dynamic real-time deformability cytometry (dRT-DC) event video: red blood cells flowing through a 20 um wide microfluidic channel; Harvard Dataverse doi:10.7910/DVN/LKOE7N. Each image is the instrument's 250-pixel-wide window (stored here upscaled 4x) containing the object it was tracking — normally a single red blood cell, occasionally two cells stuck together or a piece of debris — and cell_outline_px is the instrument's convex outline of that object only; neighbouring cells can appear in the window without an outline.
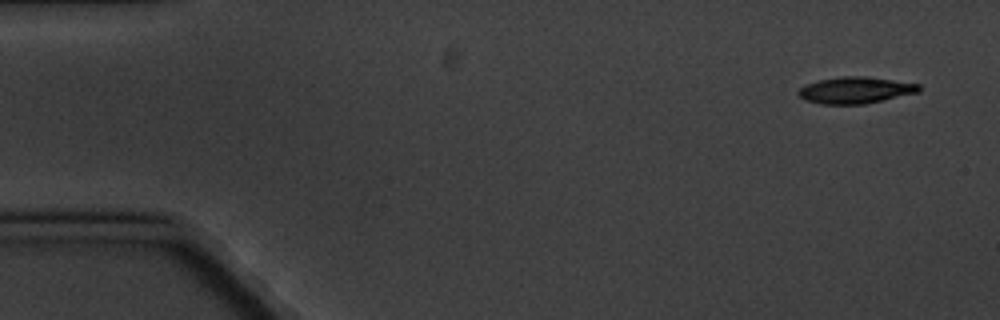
{"species": "common noctule bat (a hibernating species)", "species_latin": "Nyctalus noctula", "temperature_condition": "cold", "stored_images_in_passage": 4, "camera_frame_rate_fps": 3000, "um_per_image_px": 0.085, "animal": {"sex": "male", "body_mass_g": 20.1, "forearm_length_mm": 53.5}, "frame": {"image": 1, "passage_image": 1, "time_ms": 0.0, "image_size_px": [1000, 320], "cell_outline_px": [[920, 92], [864, 104], [820, 104], [804, 100], [796, 92], [800, 88], [808, 84], [820, 80], [844, 76], [868, 76], [920, 84]], "centroid_in_image_um": [72.73, 7.67], "position_along_channel_um": 12.3, "area_um2": 18.61}}
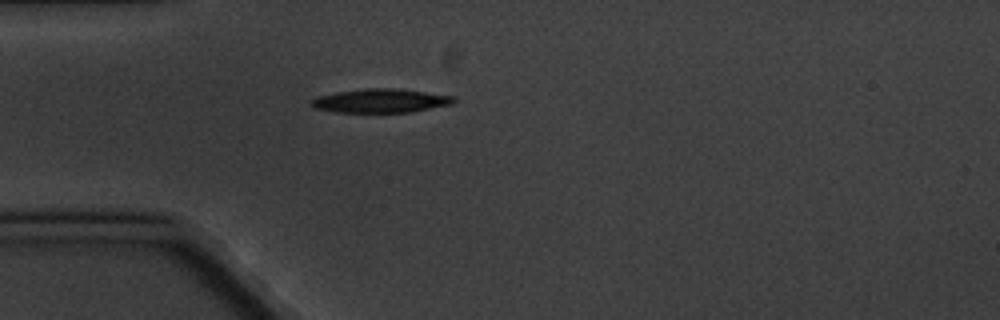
{"frame": {"image": 2, "passage_image": 4, "time_ms": 4.333, "image_size_px": [1000, 320], "cell_outline_px": [[456, 100], [452, 104], [412, 112], [336, 112], [312, 108], [308, 104], [308, 100], [316, 96], [336, 92], [368, 88], [392, 88], [456, 96]], "centroid_in_image_um": [32.29, 8.57], "position_along_channel_um": 52.7, "area_um2": 19.94}}